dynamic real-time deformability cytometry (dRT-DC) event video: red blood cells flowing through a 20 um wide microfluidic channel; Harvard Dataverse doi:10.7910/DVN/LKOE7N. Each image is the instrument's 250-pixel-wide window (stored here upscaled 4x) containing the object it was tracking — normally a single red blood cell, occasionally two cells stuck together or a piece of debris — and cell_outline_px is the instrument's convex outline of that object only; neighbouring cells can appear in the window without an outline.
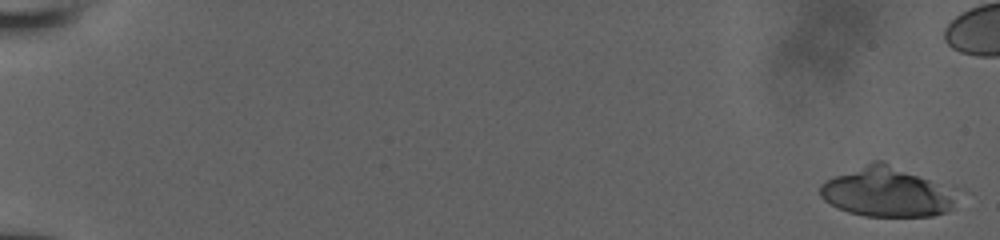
{"species": "human", "species_latin": "Homo sapiens", "temperature_condition": "room temperature", "stored_images_in_passage": 49, "camera_frame_rate_fps": 3000, "um_per_image_px": 0.085, "donor": {"sex": "male"}, "frame": {"image": 1, "passage_image": 1, "time_ms": 0.0, "image_size_px": [1000, 240], "cell_outline_px": [[952, 208], [948, 212], [932, 216], [864, 216], [848, 212], [836, 208], [824, 200], [820, 196], [820, 184], [836, 176], [872, 160], [884, 160], [928, 180], [948, 196], [952, 200]], "centroid_in_image_um": [75.18, 16.34], "position_along_channel_um": 9.8, "area_um2": 37.97}}
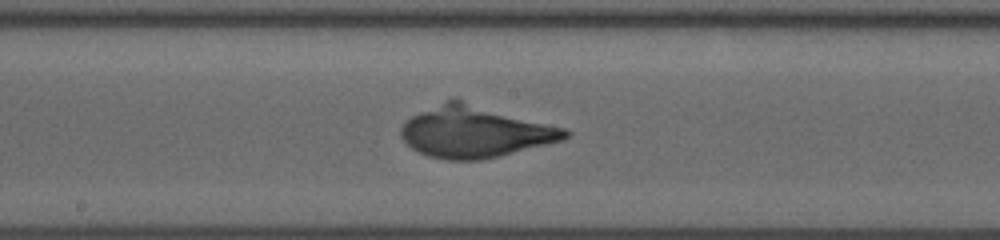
{"frame": {"image": 2, "passage_image": 31, "time_ms": 10.0, "image_size_px": [1000, 240], "cell_outline_px": [[572, 132], [564, 140], [500, 156], [480, 160], [448, 160], [428, 156], [412, 148], [400, 136], [400, 128], [412, 116], [448, 100], [460, 100], [568, 128]], "centroid_in_image_um": [40.44, 11.22], "position_along_channel_um": 207.8, "area_um2": 48.78}}
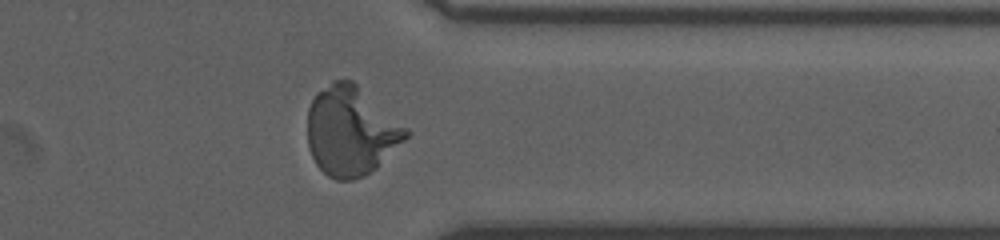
{"frame": {"image": 3, "passage_image": 44, "time_ms": 14.333, "image_size_px": [1000, 240], "cell_outline_px": [[412, 132], [376, 168], [364, 176], [352, 180], [336, 180], [328, 176], [316, 164], [308, 148], [308, 108], [316, 92], [332, 80], [352, 80], [408, 128]], "centroid_in_image_um": [29.82, 11.13], "position_along_channel_um": 381.6, "area_um2": 51.1}}